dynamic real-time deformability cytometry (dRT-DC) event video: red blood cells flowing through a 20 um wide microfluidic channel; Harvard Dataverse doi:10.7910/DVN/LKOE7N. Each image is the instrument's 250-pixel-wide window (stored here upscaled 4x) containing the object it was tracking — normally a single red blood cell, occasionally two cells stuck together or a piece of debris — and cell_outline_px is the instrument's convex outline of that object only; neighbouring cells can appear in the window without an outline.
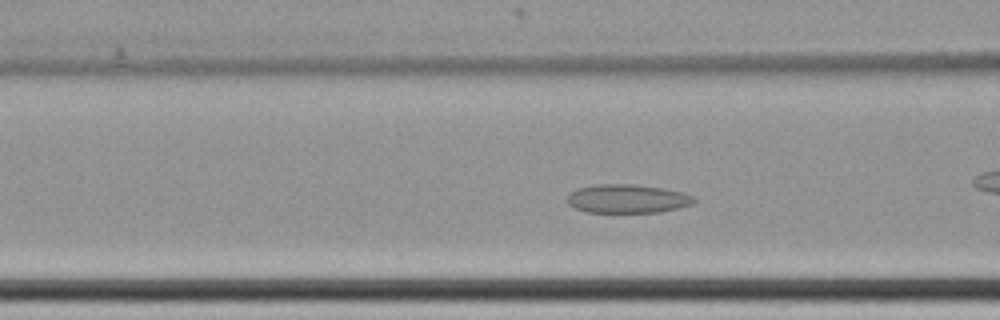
{"species": "common noctule bat (a hibernating species)", "species_latin": "Nyctalus noctula", "temperature_condition": "cold", "stored_images_in_passage": 62, "camera_frame_rate_fps": 3000, "um_per_image_px": 0.085, "animal": {"sex": "female", "body_mass_g": 22.7, "forearm_length_mm": 54.2}, "frame": {"image": 1, "passage_image": 25, "time_ms": 8.0, "image_size_px": [1000, 320], "cell_outline_px": [[696, 200], [692, 204], [660, 212], [588, 212], [576, 208], [568, 204], [568, 196], [576, 188], [596, 184], [636, 184], [660, 188], [680, 192], [692, 196]], "centroid_in_image_um": [53.3, 16.88], "position_along_channel_um": 113.3, "area_um2": 20.92}}
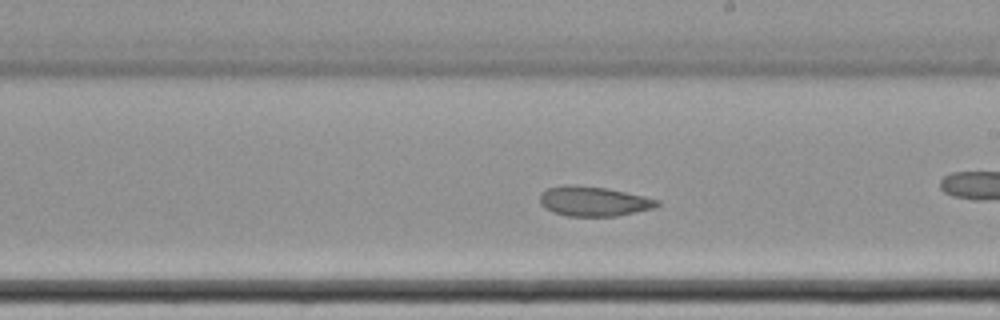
{"frame": {"image": 2, "passage_image": 36, "time_ms": 11.667, "image_size_px": [1000, 320], "cell_outline_px": [[660, 204], [652, 208], [636, 212], [616, 216], [568, 216], [552, 212], [544, 208], [540, 204], [540, 192], [548, 188], [568, 184], [608, 188], [644, 196], [660, 200]], "centroid_in_image_um": [50.43, 17.11], "position_along_channel_um": 238.6, "area_um2": 20.4}}
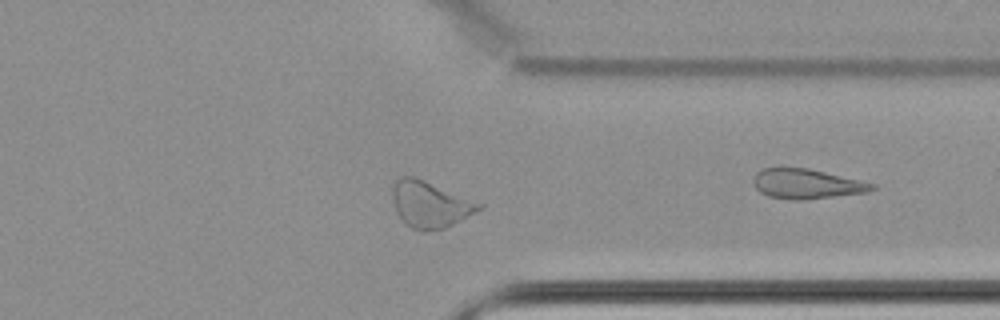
{"frame": {"image": 3, "passage_image": 48, "time_ms": 15.667, "image_size_px": [1000, 320], "cell_outline_px": [[484, 204], [480, 208], [460, 220], [444, 228], [424, 232], [420, 232], [412, 228], [400, 220], [396, 212], [392, 196], [392, 184], [396, 180], [404, 176], [412, 176]], "centroid_in_image_um": [36.49, 17.39], "position_along_channel_um": 374.9, "area_um2": 23.0}, "authors_computed_cell_mechanics": {"area_um2": 24.1893, "velocity_mm_per_s": 3.4213, "shape_relaxation_time_tau1_ms": null, "shape_relaxation_time_tau2_ms": 5.7594, "deformation_change_tau1": null, "deformation_change_tau2": 0.1028}}